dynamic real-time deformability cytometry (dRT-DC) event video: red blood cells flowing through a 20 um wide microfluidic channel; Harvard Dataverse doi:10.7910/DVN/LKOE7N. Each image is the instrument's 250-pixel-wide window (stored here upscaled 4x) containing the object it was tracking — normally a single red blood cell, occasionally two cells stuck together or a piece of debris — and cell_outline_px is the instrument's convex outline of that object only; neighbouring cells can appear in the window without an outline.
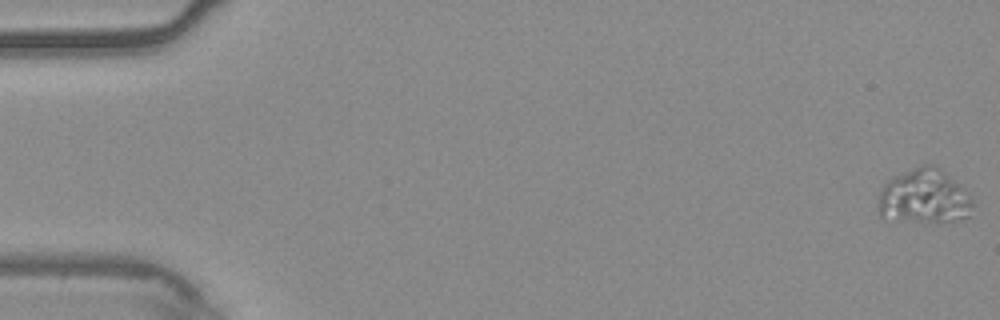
{"species": "common noctule bat (a hibernating species)", "species_latin": "Nyctalus noctula", "temperature_condition": "warm", "stored_images_in_passage": 55, "camera_frame_rate_fps": 3000, "um_per_image_px": 0.085, "animal": {"sex": "male", "body_mass_g": 20.4}, "frame": {"image": 1, "passage_image": 1, "time_ms": 0.0, "image_size_px": [1000, 320], "cell_outline_px": [[972, 204], [968, 216], [960, 220], [936, 224], [888, 224], [880, 216], [880, 192], [888, 180], [904, 172], [924, 164], [932, 164], [944, 172], [964, 188], [972, 200]], "centroid_in_image_um": [78.51, 16.83], "position_along_channel_um": 6.5, "area_um2": 30.92}}
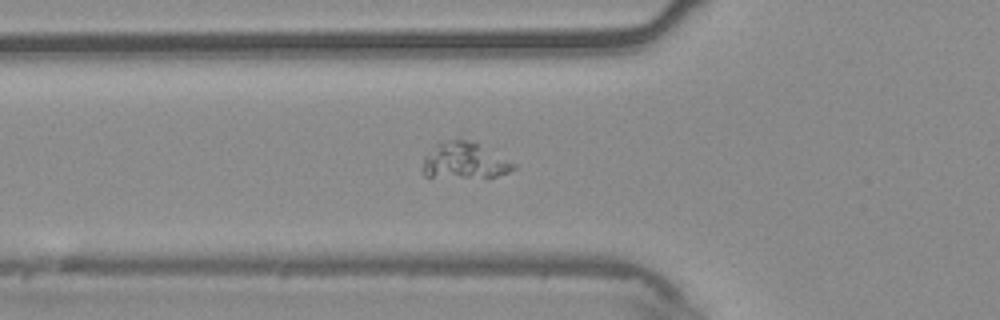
{"frame": {"image": 2, "passage_image": 20, "time_ms": 6.333, "image_size_px": [1000, 320], "cell_outline_px": [[516, 168], [508, 172], [488, 180], [424, 176], [420, 172], [424, 156], [436, 144], [456, 136], [468, 140], [516, 164]], "centroid_in_image_um": [39.43, 13.71], "position_along_channel_um": 86.4, "area_um2": 19.94}}
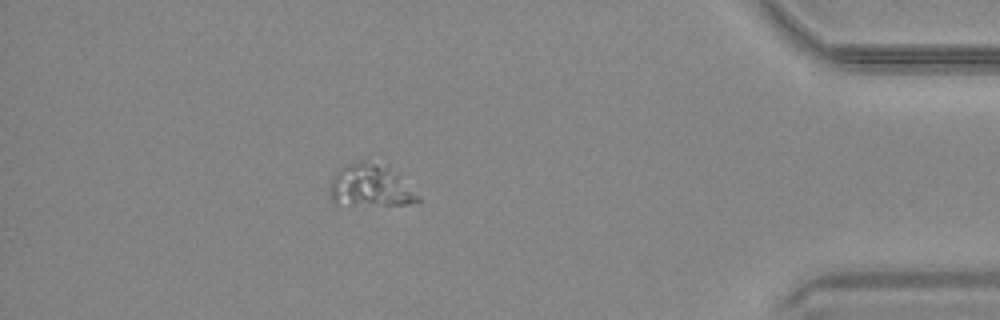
{"frame": {"image": 3, "passage_image": 49, "time_ms": 16.0, "image_size_px": [1000, 320], "cell_outline_px": [[420, 200], [416, 204], [332, 204], [332, 180], [336, 172], [344, 164], [368, 156], [388, 164], [420, 196]], "centroid_in_image_um": [31.53, 15.69], "position_along_channel_um": 403.7, "area_um2": 22.37}}